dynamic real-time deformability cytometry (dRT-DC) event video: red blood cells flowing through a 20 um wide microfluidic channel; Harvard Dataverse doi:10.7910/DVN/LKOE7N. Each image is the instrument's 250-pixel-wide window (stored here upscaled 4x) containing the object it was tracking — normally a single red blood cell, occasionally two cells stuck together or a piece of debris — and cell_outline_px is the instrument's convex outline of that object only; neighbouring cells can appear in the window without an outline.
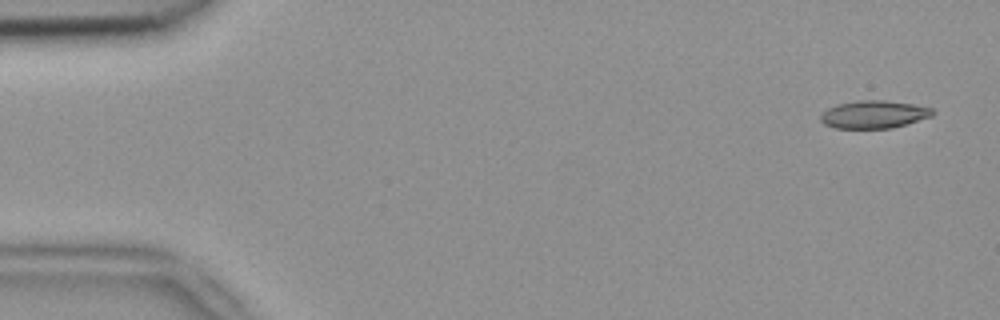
{"species": "common noctule bat (a hibernating species)", "species_latin": "Nyctalus noctula", "temperature_condition": "room temperature", "stored_images_in_passage": 6, "camera_frame_rate_fps": 3000, "um_per_image_px": 0.085, "animal": {"sex": "female", "body_mass_g": 18.4}, "frame": {"image": 1, "passage_image": 1, "time_ms": 0.0, "image_size_px": [1000, 320], "cell_outline_px": [[936, 112], [932, 116], [892, 128], [836, 128], [824, 124], [820, 120], [820, 116], [828, 108], [836, 104], [856, 100], [884, 100], [912, 104], [932, 108]], "centroid_in_image_um": [74.27, 9.72], "position_along_channel_um": 10.7, "area_um2": 18.09}}
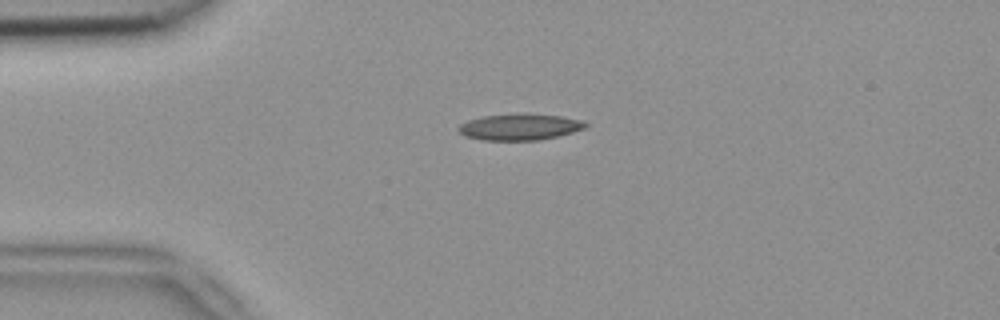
{"frame": {"image": 2, "passage_image": 4, "time_ms": 1.0, "image_size_px": [1000, 320], "cell_outline_px": [[588, 124], [584, 128], [572, 132], [556, 136], [536, 140], [484, 140], [464, 136], [456, 128], [460, 124], [468, 120], [484, 116], [524, 112], [560, 116], [584, 120]], "centroid_in_image_um": [44.16, 10.77], "position_along_channel_um": 40.8, "area_um2": 19.59}}